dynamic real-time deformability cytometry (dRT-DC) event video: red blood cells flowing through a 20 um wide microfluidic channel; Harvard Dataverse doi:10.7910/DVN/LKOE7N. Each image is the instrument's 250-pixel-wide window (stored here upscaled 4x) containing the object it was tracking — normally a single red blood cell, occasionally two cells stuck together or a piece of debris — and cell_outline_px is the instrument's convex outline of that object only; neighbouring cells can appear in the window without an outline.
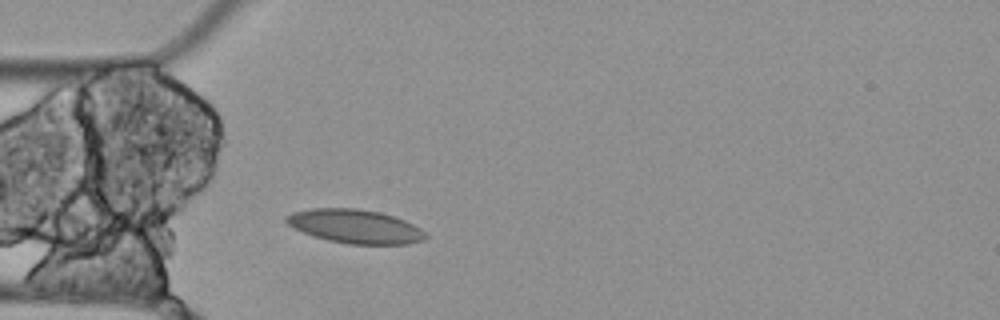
{"species": "Egyptian fruit bat (a non-hibernating species)", "species_latin": "Rousettus aegyptiacus", "temperature_condition": "cold", "stored_images_in_passage": 3, "camera_frame_rate_fps": 3000, "um_per_image_px": 0.085, "animal": {"sex": "female"}, "frame": {"image": 1, "passage_image": 3, "time_ms": 0.667, "image_size_px": [1000, 320], "cell_outline_px": [[428, 236], [424, 240], [408, 244], [348, 244], [328, 240], [312, 236], [288, 224], [284, 220], [284, 216], [292, 212], [312, 208], [356, 208], [380, 212], [404, 220], [420, 228]], "centroid_in_image_um": [30.17, 19.24], "position_along_channel_um": 54.8, "area_um2": 27.4}}